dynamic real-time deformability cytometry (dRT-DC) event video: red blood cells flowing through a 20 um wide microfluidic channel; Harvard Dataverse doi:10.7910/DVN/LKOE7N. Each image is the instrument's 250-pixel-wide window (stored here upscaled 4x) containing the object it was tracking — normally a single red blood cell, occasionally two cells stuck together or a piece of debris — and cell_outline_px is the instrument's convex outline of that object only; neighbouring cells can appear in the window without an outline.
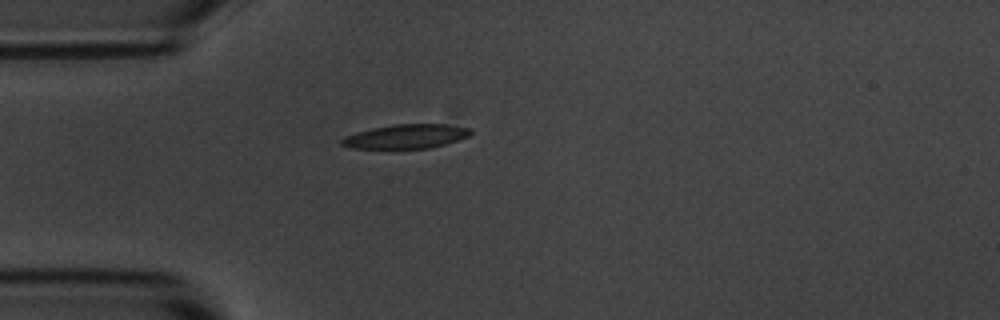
{"species": "common noctule bat (a hibernating species)", "species_latin": "Nyctalus noctula", "temperature_condition": "room temperature", "stored_images_in_passage": 1, "camera_frame_rate_fps": 3000, "um_per_image_px": 0.085, "animal": {"sex": "male", "body_mass_g": 20.1, "forearm_length_mm": 53.5}, "frame": {"image": 1, "passage_image": 1, "time_ms": 0.0, "image_size_px": [1000, 320], "cell_outline_px": [[472, 132], [468, 136], [444, 144], [428, 148], [352, 148], [340, 144], [340, 140], [344, 136], [372, 128], [392, 124], [444, 124], [468, 128]], "centroid_in_image_um": [34.47, 11.59], "position_along_channel_um": 50.5, "area_um2": 17.86}}